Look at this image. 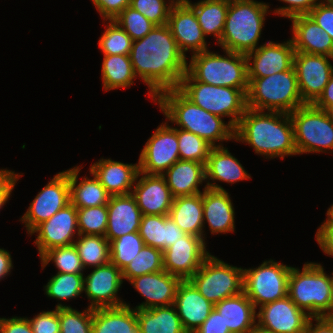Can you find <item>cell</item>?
I'll return each instance as SVG.
<instances>
[{
  "mask_svg": "<svg viewBox=\"0 0 333 333\" xmlns=\"http://www.w3.org/2000/svg\"><path fill=\"white\" fill-rule=\"evenodd\" d=\"M193 333H230V331L225 327L220 313L214 308L209 317Z\"/></svg>",
  "mask_w": 333,
  "mask_h": 333,
  "instance_id": "56",
  "label": "cell"
},
{
  "mask_svg": "<svg viewBox=\"0 0 333 333\" xmlns=\"http://www.w3.org/2000/svg\"><path fill=\"white\" fill-rule=\"evenodd\" d=\"M60 333H92L93 309L80 312L71 306L58 303Z\"/></svg>",
  "mask_w": 333,
  "mask_h": 333,
  "instance_id": "43",
  "label": "cell"
},
{
  "mask_svg": "<svg viewBox=\"0 0 333 333\" xmlns=\"http://www.w3.org/2000/svg\"><path fill=\"white\" fill-rule=\"evenodd\" d=\"M214 308L222 316L230 333H248L257 325L256 308L244 292L225 298L215 304Z\"/></svg>",
  "mask_w": 333,
  "mask_h": 333,
  "instance_id": "30",
  "label": "cell"
},
{
  "mask_svg": "<svg viewBox=\"0 0 333 333\" xmlns=\"http://www.w3.org/2000/svg\"><path fill=\"white\" fill-rule=\"evenodd\" d=\"M173 305L187 333L196 331L214 309L189 280L179 284Z\"/></svg>",
  "mask_w": 333,
  "mask_h": 333,
  "instance_id": "23",
  "label": "cell"
},
{
  "mask_svg": "<svg viewBox=\"0 0 333 333\" xmlns=\"http://www.w3.org/2000/svg\"><path fill=\"white\" fill-rule=\"evenodd\" d=\"M290 118L298 154L333 152V119L326 110L304 104L291 112Z\"/></svg>",
  "mask_w": 333,
  "mask_h": 333,
  "instance_id": "9",
  "label": "cell"
},
{
  "mask_svg": "<svg viewBox=\"0 0 333 333\" xmlns=\"http://www.w3.org/2000/svg\"><path fill=\"white\" fill-rule=\"evenodd\" d=\"M326 216L331 222H333V204L328 208Z\"/></svg>",
  "mask_w": 333,
  "mask_h": 333,
  "instance_id": "61",
  "label": "cell"
},
{
  "mask_svg": "<svg viewBox=\"0 0 333 333\" xmlns=\"http://www.w3.org/2000/svg\"><path fill=\"white\" fill-rule=\"evenodd\" d=\"M248 333H272L271 331L265 330L258 325L252 328Z\"/></svg>",
  "mask_w": 333,
  "mask_h": 333,
  "instance_id": "60",
  "label": "cell"
},
{
  "mask_svg": "<svg viewBox=\"0 0 333 333\" xmlns=\"http://www.w3.org/2000/svg\"><path fill=\"white\" fill-rule=\"evenodd\" d=\"M107 208L105 237L109 242L122 235L139 231L142 213L132 194L111 196Z\"/></svg>",
  "mask_w": 333,
  "mask_h": 333,
  "instance_id": "25",
  "label": "cell"
},
{
  "mask_svg": "<svg viewBox=\"0 0 333 333\" xmlns=\"http://www.w3.org/2000/svg\"><path fill=\"white\" fill-rule=\"evenodd\" d=\"M107 218V205L77 208L79 234L105 236Z\"/></svg>",
  "mask_w": 333,
  "mask_h": 333,
  "instance_id": "46",
  "label": "cell"
},
{
  "mask_svg": "<svg viewBox=\"0 0 333 333\" xmlns=\"http://www.w3.org/2000/svg\"><path fill=\"white\" fill-rule=\"evenodd\" d=\"M316 241L322 251L333 257V222L328 218L324 220L315 234Z\"/></svg>",
  "mask_w": 333,
  "mask_h": 333,
  "instance_id": "54",
  "label": "cell"
},
{
  "mask_svg": "<svg viewBox=\"0 0 333 333\" xmlns=\"http://www.w3.org/2000/svg\"><path fill=\"white\" fill-rule=\"evenodd\" d=\"M206 242L186 234L163 252V268L171 275L189 280L210 255Z\"/></svg>",
  "mask_w": 333,
  "mask_h": 333,
  "instance_id": "16",
  "label": "cell"
},
{
  "mask_svg": "<svg viewBox=\"0 0 333 333\" xmlns=\"http://www.w3.org/2000/svg\"><path fill=\"white\" fill-rule=\"evenodd\" d=\"M0 333H33L27 317L0 318Z\"/></svg>",
  "mask_w": 333,
  "mask_h": 333,
  "instance_id": "55",
  "label": "cell"
},
{
  "mask_svg": "<svg viewBox=\"0 0 333 333\" xmlns=\"http://www.w3.org/2000/svg\"><path fill=\"white\" fill-rule=\"evenodd\" d=\"M226 56L211 51L193 54L187 72L205 84L248 89L247 58L245 54L224 51Z\"/></svg>",
  "mask_w": 333,
  "mask_h": 333,
  "instance_id": "7",
  "label": "cell"
},
{
  "mask_svg": "<svg viewBox=\"0 0 333 333\" xmlns=\"http://www.w3.org/2000/svg\"><path fill=\"white\" fill-rule=\"evenodd\" d=\"M96 10L103 18V22L114 20L126 7L130 0H91Z\"/></svg>",
  "mask_w": 333,
  "mask_h": 333,
  "instance_id": "52",
  "label": "cell"
},
{
  "mask_svg": "<svg viewBox=\"0 0 333 333\" xmlns=\"http://www.w3.org/2000/svg\"><path fill=\"white\" fill-rule=\"evenodd\" d=\"M89 170L111 196L128 195L132 193L139 173V163L126 164L102 158L93 163Z\"/></svg>",
  "mask_w": 333,
  "mask_h": 333,
  "instance_id": "26",
  "label": "cell"
},
{
  "mask_svg": "<svg viewBox=\"0 0 333 333\" xmlns=\"http://www.w3.org/2000/svg\"><path fill=\"white\" fill-rule=\"evenodd\" d=\"M162 176L165 178L172 196H192L202 193L198 188L205 182V165L200 162L179 160Z\"/></svg>",
  "mask_w": 333,
  "mask_h": 333,
  "instance_id": "29",
  "label": "cell"
},
{
  "mask_svg": "<svg viewBox=\"0 0 333 333\" xmlns=\"http://www.w3.org/2000/svg\"><path fill=\"white\" fill-rule=\"evenodd\" d=\"M256 314L257 325L272 333H303L310 316L285 296L266 303Z\"/></svg>",
  "mask_w": 333,
  "mask_h": 333,
  "instance_id": "18",
  "label": "cell"
},
{
  "mask_svg": "<svg viewBox=\"0 0 333 333\" xmlns=\"http://www.w3.org/2000/svg\"><path fill=\"white\" fill-rule=\"evenodd\" d=\"M326 111L328 115L333 119V105H331Z\"/></svg>",
  "mask_w": 333,
  "mask_h": 333,
  "instance_id": "62",
  "label": "cell"
},
{
  "mask_svg": "<svg viewBox=\"0 0 333 333\" xmlns=\"http://www.w3.org/2000/svg\"><path fill=\"white\" fill-rule=\"evenodd\" d=\"M195 12L205 37L213 35L217 44L224 30L229 0H200L187 3Z\"/></svg>",
  "mask_w": 333,
  "mask_h": 333,
  "instance_id": "36",
  "label": "cell"
},
{
  "mask_svg": "<svg viewBox=\"0 0 333 333\" xmlns=\"http://www.w3.org/2000/svg\"><path fill=\"white\" fill-rule=\"evenodd\" d=\"M40 260L42 269L50 261L55 263L54 265L58 269L57 273L83 274L85 269L74 244L53 248L47 251Z\"/></svg>",
  "mask_w": 333,
  "mask_h": 333,
  "instance_id": "42",
  "label": "cell"
},
{
  "mask_svg": "<svg viewBox=\"0 0 333 333\" xmlns=\"http://www.w3.org/2000/svg\"><path fill=\"white\" fill-rule=\"evenodd\" d=\"M166 121L205 139L213 147L234 140V128L220 116L211 114L188 99L178 88L160 92L155 97ZM215 142H219L216 144Z\"/></svg>",
  "mask_w": 333,
  "mask_h": 333,
  "instance_id": "3",
  "label": "cell"
},
{
  "mask_svg": "<svg viewBox=\"0 0 333 333\" xmlns=\"http://www.w3.org/2000/svg\"><path fill=\"white\" fill-rule=\"evenodd\" d=\"M308 15L333 40V4L320 0Z\"/></svg>",
  "mask_w": 333,
  "mask_h": 333,
  "instance_id": "50",
  "label": "cell"
},
{
  "mask_svg": "<svg viewBox=\"0 0 333 333\" xmlns=\"http://www.w3.org/2000/svg\"><path fill=\"white\" fill-rule=\"evenodd\" d=\"M178 137L175 127L168 121L160 124L148 139L139 155V172L162 175L179 161Z\"/></svg>",
  "mask_w": 333,
  "mask_h": 333,
  "instance_id": "13",
  "label": "cell"
},
{
  "mask_svg": "<svg viewBox=\"0 0 333 333\" xmlns=\"http://www.w3.org/2000/svg\"><path fill=\"white\" fill-rule=\"evenodd\" d=\"M136 77L148 86V96L178 88L187 72V57L180 51L167 24L154 27L134 40L129 54Z\"/></svg>",
  "mask_w": 333,
  "mask_h": 333,
  "instance_id": "1",
  "label": "cell"
},
{
  "mask_svg": "<svg viewBox=\"0 0 333 333\" xmlns=\"http://www.w3.org/2000/svg\"><path fill=\"white\" fill-rule=\"evenodd\" d=\"M13 269L12 258L8 250L0 248V280L10 274Z\"/></svg>",
  "mask_w": 333,
  "mask_h": 333,
  "instance_id": "59",
  "label": "cell"
},
{
  "mask_svg": "<svg viewBox=\"0 0 333 333\" xmlns=\"http://www.w3.org/2000/svg\"><path fill=\"white\" fill-rule=\"evenodd\" d=\"M179 157L181 160L206 164L212 145L196 134L176 128Z\"/></svg>",
  "mask_w": 333,
  "mask_h": 333,
  "instance_id": "44",
  "label": "cell"
},
{
  "mask_svg": "<svg viewBox=\"0 0 333 333\" xmlns=\"http://www.w3.org/2000/svg\"><path fill=\"white\" fill-rule=\"evenodd\" d=\"M330 60L333 61V57L295 51L293 67L301 98L306 104H313L318 99L333 75Z\"/></svg>",
  "mask_w": 333,
  "mask_h": 333,
  "instance_id": "14",
  "label": "cell"
},
{
  "mask_svg": "<svg viewBox=\"0 0 333 333\" xmlns=\"http://www.w3.org/2000/svg\"><path fill=\"white\" fill-rule=\"evenodd\" d=\"M162 270H164L163 252L144 245L136 257L124 268L122 277L123 280L130 281L132 278Z\"/></svg>",
  "mask_w": 333,
  "mask_h": 333,
  "instance_id": "40",
  "label": "cell"
},
{
  "mask_svg": "<svg viewBox=\"0 0 333 333\" xmlns=\"http://www.w3.org/2000/svg\"><path fill=\"white\" fill-rule=\"evenodd\" d=\"M135 183L131 194L142 215H169L174 197L162 175L139 172Z\"/></svg>",
  "mask_w": 333,
  "mask_h": 333,
  "instance_id": "22",
  "label": "cell"
},
{
  "mask_svg": "<svg viewBox=\"0 0 333 333\" xmlns=\"http://www.w3.org/2000/svg\"><path fill=\"white\" fill-rule=\"evenodd\" d=\"M123 284L122 271L114 264L94 267L84 276V292L90 301L89 308H108L125 305L126 301L118 297Z\"/></svg>",
  "mask_w": 333,
  "mask_h": 333,
  "instance_id": "17",
  "label": "cell"
},
{
  "mask_svg": "<svg viewBox=\"0 0 333 333\" xmlns=\"http://www.w3.org/2000/svg\"><path fill=\"white\" fill-rule=\"evenodd\" d=\"M167 25L185 57L187 51L193 55L209 50L196 14L187 3L172 6Z\"/></svg>",
  "mask_w": 333,
  "mask_h": 333,
  "instance_id": "20",
  "label": "cell"
},
{
  "mask_svg": "<svg viewBox=\"0 0 333 333\" xmlns=\"http://www.w3.org/2000/svg\"><path fill=\"white\" fill-rule=\"evenodd\" d=\"M139 333H187L174 305L137 310Z\"/></svg>",
  "mask_w": 333,
  "mask_h": 333,
  "instance_id": "35",
  "label": "cell"
},
{
  "mask_svg": "<svg viewBox=\"0 0 333 333\" xmlns=\"http://www.w3.org/2000/svg\"><path fill=\"white\" fill-rule=\"evenodd\" d=\"M22 175L12 170L0 169V209L8 202L16 182Z\"/></svg>",
  "mask_w": 333,
  "mask_h": 333,
  "instance_id": "53",
  "label": "cell"
},
{
  "mask_svg": "<svg viewBox=\"0 0 333 333\" xmlns=\"http://www.w3.org/2000/svg\"><path fill=\"white\" fill-rule=\"evenodd\" d=\"M190 0H173L174 3H188Z\"/></svg>",
  "mask_w": 333,
  "mask_h": 333,
  "instance_id": "63",
  "label": "cell"
},
{
  "mask_svg": "<svg viewBox=\"0 0 333 333\" xmlns=\"http://www.w3.org/2000/svg\"><path fill=\"white\" fill-rule=\"evenodd\" d=\"M107 22L106 29L98 41L100 50L104 55H129L132 38L113 20Z\"/></svg>",
  "mask_w": 333,
  "mask_h": 333,
  "instance_id": "45",
  "label": "cell"
},
{
  "mask_svg": "<svg viewBox=\"0 0 333 333\" xmlns=\"http://www.w3.org/2000/svg\"><path fill=\"white\" fill-rule=\"evenodd\" d=\"M250 178L251 176L238 159L230 153L228 148L223 146L212 147L205 164V181L207 182L205 186L207 188L225 191L214 181L234 184ZM210 179L213 181L212 183Z\"/></svg>",
  "mask_w": 333,
  "mask_h": 333,
  "instance_id": "27",
  "label": "cell"
},
{
  "mask_svg": "<svg viewBox=\"0 0 333 333\" xmlns=\"http://www.w3.org/2000/svg\"><path fill=\"white\" fill-rule=\"evenodd\" d=\"M101 68L103 90L128 88L137 78L129 55H103Z\"/></svg>",
  "mask_w": 333,
  "mask_h": 333,
  "instance_id": "37",
  "label": "cell"
},
{
  "mask_svg": "<svg viewBox=\"0 0 333 333\" xmlns=\"http://www.w3.org/2000/svg\"><path fill=\"white\" fill-rule=\"evenodd\" d=\"M290 20L295 51L333 57V40L308 14Z\"/></svg>",
  "mask_w": 333,
  "mask_h": 333,
  "instance_id": "24",
  "label": "cell"
},
{
  "mask_svg": "<svg viewBox=\"0 0 333 333\" xmlns=\"http://www.w3.org/2000/svg\"><path fill=\"white\" fill-rule=\"evenodd\" d=\"M317 108L327 110L333 105V75L326 84L323 93L313 103Z\"/></svg>",
  "mask_w": 333,
  "mask_h": 333,
  "instance_id": "58",
  "label": "cell"
},
{
  "mask_svg": "<svg viewBox=\"0 0 333 333\" xmlns=\"http://www.w3.org/2000/svg\"><path fill=\"white\" fill-rule=\"evenodd\" d=\"M144 245L139 232L122 235L109 242L110 262L123 271Z\"/></svg>",
  "mask_w": 333,
  "mask_h": 333,
  "instance_id": "41",
  "label": "cell"
},
{
  "mask_svg": "<svg viewBox=\"0 0 333 333\" xmlns=\"http://www.w3.org/2000/svg\"><path fill=\"white\" fill-rule=\"evenodd\" d=\"M235 210L225 190L203 189V224L208 223L211 234L231 233L235 230Z\"/></svg>",
  "mask_w": 333,
  "mask_h": 333,
  "instance_id": "28",
  "label": "cell"
},
{
  "mask_svg": "<svg viewBox=\"0 0 333 333\" xmlns=\"http://www.w3.org/2000/svg\"><path fill=\"white\" fill-rule=\"evenodd\" d=\"M246 102L247 108L288 114L306 104L301 98L293 66L264 78H248Z\"/></svg>",
  "mask_w": 333,
  "mask_h": 333,
  "instance_id": "6",
  "label": "cell"
},
{
  "mask_svg": "<svg viewBox=\"0 0 333 333\" xmlns=\"http://www.w3.org/2000/svg\"><path fill=\"white\" fill-rule=\"evenodd\" d=\"M77 231V232H76ZM37 234L34 244L41 258L47 251L74 244L75 233L79 236L77 208L71 203L50 219L37 225L29 235Z\"/></svg>",
  "mask_w": 333,
  "mask_h": 333,
  "instance_id": "15",
  "label": "cell"
},
{
  "mask_svg": "<svg viewBox=\"0 0 333 333\" xmlns=\"http://www.w3.org/2000/svg\"><path fill=\"white\" fill-rule=\"evenodd\" d=\"M92 333H139L137 310L129 303L93 309Z\"/></svg>",
  "mask_w": 333,
  "mask_h": 333,
  "instance_id": "32",
  "label": "cell"
},
{
  "mask_svg": "<svg viewBox=\"0 0 333 333\" xmlns=\"http://www.w3.org/2000/svg\"><path fill=\"white\" fill-rule=\"evenodd\" d=\"M181 281V278L171 275L165 270L132 278L129 281L130 284L146 299L134 309L173 305Z\"/></svg>",
  "mask_w": 333,
  "mask_h": 333,
  "instance_id": "21",
  "label": "cell"
},
{
  "mask_svg": "<svg viewBox=\"0 0 333 333\" xmlns=\"http://www.w3.org/2000/svg\"><path fill=\"white\" fill-rule=\"evenodd\" d=\"M138 232L146 246L162 252L186 235L169 215H142Z\"/></svg>",
  "mask_w": 333,
  "mask_h": 333,
  "instance_id": "31",
  "label": "cell"
},
{
  "mask_svg": "<svg viewBox=\"0 0 333 333\" xmlns=\"http://www.w3.org/2000/svg\"><path fill=\"white\" fill-rule=\"evenodd\" d=\"M70 204L69 169L57 173L30 203L20 218L27 233Z\"/></svg>",
  "mask_w": 333,
  "mask_h": 333,
  "instance_id": "12",
  "label": "cell"
},
{
  "mask_svg": "<svg viewBox=\"0 0 333 333\" xmlns=\"http://www.w3.org/2000/svg\"><path fill=\"white\" fill-rule=\"evenodd\" d=\"M178 89L194 104L222 117L235 129L247 109L248 89L214 86L196 81L188 72L184 74Z\"/></svg>",
  "mask_w": 333,
  "mask_h": 333,
  "instance_id": "8",
  "label": "cell"
},
{
  "mask_svg": "<svg viewBox=\"0 0 333 333\" xmlns=\"http://www.w3.org/2000/svg\"><path fill=\"white\" fill-rule=\"evenodd\" d=\"M324 1L333 4V0H324Z\"/></svg>",
  "mask_w": 333,
  "mask_h": 333,
  "instance_id": "64",
  "label": "cell"
},
{
  "mask_svg": "<svg viewBox=\"0 0 333 333\" xmlns=\"http://www.w3.org/2000/svg\"><path fill=\"white\" fill-rule=\"evenodd\" d=\"M291 267L270 259L256 268L243 269V292L256 309L288 295Z\"/></svg>",
  "mask_w": 333,
  "mask_h": 333,
  "instance_id": "11",
  "label": "cell"
},
{
  "mask_svg": "<svg viewBox=\"0 0 333 333\" xmlns=\"http://www.w3.org/2000/svg\"><path fill=\"white\" fill-rule=\"evenodd\" d=\"M82 166L69 169L70 203L76 208L107 205L111 195L106 191L99 179L92 173L93 178L83 177L78 183Z\"/></svg>",
  "mask_w": 333,
  "mask_h": 333,
  "instance_id": "34",
  "label": "cell"
},
{
  "mask_svg": "<svg viewBox=\"0 0 333 333\" xmlns=\"http://www.w3.org/2000/svg\"><path fill=\"white\" fill-rule=\"evenodd\" d=\"M288 296L310 317L333 316V272L328 275L314 262H306L302 271L291 267Z\"/></svg>",
  "mask_w": 333,
  "mask_h": 333,
  "instance_id": "5",
  "label": "cell"
},
{
  "mask_svg": "<svg viewBox=\"0 0 333 333\" xmlns=\"http://www.w3.org/2000/svg\"><path fill=\"white\" fill-rule=\"evenodd\" d=\"M303 333H333V316L310 317Z\"/></svg>",
  "mask_w": 333,
  "mask_h": 333,
  "instance_id": "57",
  "label": "cell"
},
{
  "mask_svg": "<svg viewBox=\"0 0 333 333\" xmlns=\"http://www.w3.org/2000/svg\"><path fill=\"white\" fill-rule=\"evenodd\" d=\"M234 140L250 145L266 159L298 155L288 113L247 108L234 129Z\"/></svg>",
  "mask_w": 333,
  "mask_h": 333,
  "instance_id": "2",
  "label": "cell"
},
{
  "mask_svg": "<svg viewBox=\"0 0 333 333\" xmlns=\"http://www.w3.org/2000/svg\"><path fill=\"white\" fill-rule=\"evenodd\" d=\"M287 5L276 8L274 14L285 18H292L298 15H307L318 4L320 0H279Z\"/></svg>",
  "mask_w": 333,
  "mask_h": 333,
  "instance_id": "51",
  "label": "cell"
},
{
  "mask_svg": "<svg viewBox=\"0 0 333 333\" xmlns=\"http://www.w3.org/2000/svg\"><path fill=\"white\" fill-rule=\"evenodd\" d=\"M169 217L186 234L206 239L203 230V191L192 196H178L173 199Z\"/></svg>",
  "mask_w": 333,
  "mask_h": 333,
  "instance_id": "33",
  "label": "cell"
},
{
  "mask_svg": "<svg viewBox=\"0 0 333 333\" xmlns=\"http://www.w3.org/2000/svg\"><path fill=\"white\" fill-rule=\"evenodd\" d=\"M131 38L137 40L145 37L156 27L140 12L132 7H126L114 20Z\"/></svg>",
  "mask_w": 333,
  "mask_h": 333,
  "instance_id": "47",
  "label": "cell"
},
{
  "mask_svg": "<svg viewBox=\"0 0 333 333\" xmlns=\"http://www.w3.org/2000/svg\"><path fill=\"white\" fill-rule=\"evenodd\" d=\"M189 281L213 305L243 292V268L209 255Z\"/></svg>",
  "mask_w": 333,
  "mask_h": 333,
  "instance_id": "10",
  "label": "cell"
},
{
  "mask_svg": "<svg viewBox=\"0 0 333 333\" xmlns=\"http://www.w3.org/2000/svg\"><path fill=\"white\" fill-rule=\"evenodd\" d=\"M269 3L229 0L224 30L218 46L223 51L247 54L257 49Z\"/></svg>",
  "mask_w": 333,
  "mask_h": 333,
  "instance_id": "4",
  "label": "cell"
},
{
  "mask_svg": "<svg viewBox=\"0 0 333 333\" xmlns=\"http://www.w3.org/2000/svg\"><path fill=\"white\" fill-rule=\"evenodd\" d=\"M74 245L85 270L110 262L109 241L105 236L79 234Z\"/></svg>",
  "mask_w": 333,
  "mask_h": 333,
  "instance_id": "38",
  "label": "cell"
},
{
  "mask_svg": "<svg viewBox=\"0 0 333 333\" xmlns=\"http://www.w3.org/2000/svg\"><path fill=\"white\" fill-rule=\"evenodd\" d=\"M33 333H60L58 308L42 311L32 319H28Z\"/></svg>",
  "mask_w": 333,
  "mask_h": 333,
  "instance_id": "49",
  "label": "cell"
},
{
  "mask_svg": "<svg viewBox=\"0 0 333 333\" xmlns=\"http://www.w3.org/2000/svg\"><path fill=\"white\" fill-rule=\"evenodd\" d=\"M174 4L173 0H130V7L140 12L156 26L167 24Z\"/></svg>",
  "mask_w": 333,
  "mask_h": 333,
  "instance_id": "48",
  "label": "cell"
},
{
  "mask_svg": "<svg viewBox=\"0 0 333 333\" xmlns=\"http://www.w3.org/2000/svg\"><path fill=\"white\" fill-rule=\"evenodd\" d=\"M295 50L291 39L283 43L265 42L246 54L248 78H264L293 66Z\"/></svg>",
  "mask_w": 333,
  "mask_h": 333,
  "instance_id": "19",
  "label": "cell"
},
{
  "mask_svg": "<svg viewBox=\"0 0 333 333\" xmlns=\"http://www.w3.org/2000/svg\"><path fill=\"white\" fill-rule=\"evenodd\" d=\"M45 294L57 300L76 298L84 292V274L57 273L44 286Z\"/></svg>",
  "mask_w": 333,
  "mask_h": 333,
  "instance_id": "39",
  "label": "cell"
}]
</instances>
